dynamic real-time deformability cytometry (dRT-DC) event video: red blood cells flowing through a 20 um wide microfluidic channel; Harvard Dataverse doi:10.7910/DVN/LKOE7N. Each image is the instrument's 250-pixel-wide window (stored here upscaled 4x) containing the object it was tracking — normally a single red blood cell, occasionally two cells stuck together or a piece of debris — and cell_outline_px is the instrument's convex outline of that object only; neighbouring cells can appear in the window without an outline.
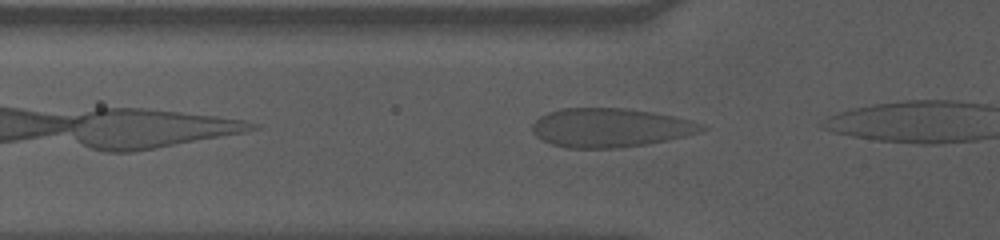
{"species": "human", "species_latin": "Homo sapiens", "temperature_condition": "cold", "stored_images_in_passage": 5, "segment_of_instrument_passage": [1, 2], "camera_frame_rate_fps": 3000, "um_per_image_px": 0.085, "donor": {"sex": "male"}, "frame": {"image": 1, "passage_image": 2, "time_ms": 0.333, "image_size_px": [1000, 240], "cell_outline_px": [[708, 128], [704, 132], [668, 140], [648, 144], [620, 148], [564, 148], [540, 140], [532, 132], [532, 124], [540, 116], [548, 112], [560, 108], [624, 108], [652, 112], [692, 120], [704, 124]], "centroid_in_image_um": [51.89, 10.86], "position_along_channel_um": 73.9, "area_um2": 38.9}}